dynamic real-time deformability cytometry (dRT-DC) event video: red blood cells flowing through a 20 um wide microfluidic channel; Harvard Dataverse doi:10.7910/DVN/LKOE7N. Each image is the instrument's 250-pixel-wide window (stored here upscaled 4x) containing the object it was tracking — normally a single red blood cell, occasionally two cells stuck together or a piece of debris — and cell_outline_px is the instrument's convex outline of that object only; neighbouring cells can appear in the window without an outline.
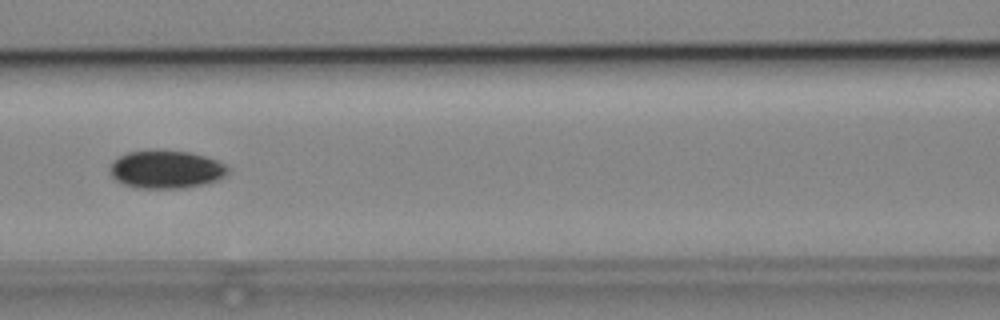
{"species": "common noctule bat (a hibernating species)", "species_latin": "Nyctalus noctula", "temperature_condition": "cold", "stored_images_in_passage": 7, "camera_frame_rate_fps": 3000, "um_per_image_px": 0.085, "animal": {"sex": "male", "body_mass_g": 19.2, "forearm_length_mm": 51.8}, "frame": {"image": 1, "passage_image": 4, "time_ms": 7.0, "image_size_px": [1000, 320], "cell_outline_px": [[228, 172], [224, 176], [216, 180], [204, 184], [184, 188], [136, 188], [124, 184], [116, 180], [112, 176], [108, 168], [112, 160], [128, 152], [152, 148], [160, 148], [192, 152], [216, 160], [224, 164], [228, 168]], "centroid_in_image_um": [14.07, 14.36], "position_along_channel_um": 152.5, "area_um2": 26.7}}
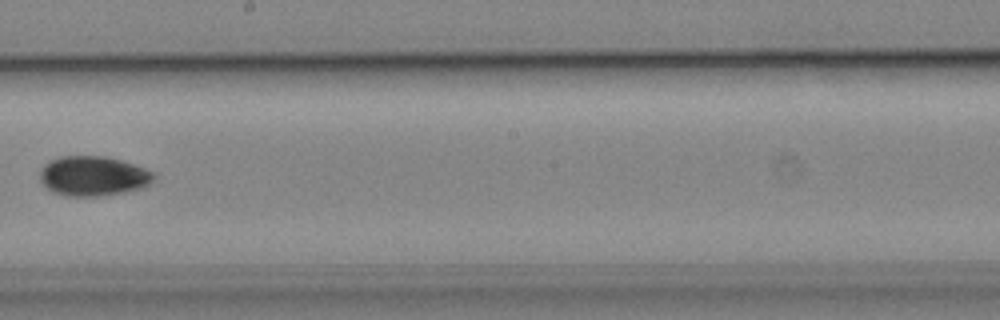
{"frame": {"image": 2, "passage_image": 6, "time_ms": 9.333, "image_size_px": [1000, 320], "cell_outline_px": [[156, 176], [144, 188], [124, 192], [100, 196], [64, 196], [52, 192], [40, 180], [40, 172], [44, 164], [60, 156], [104, 156], [120, 160], [156, 172]], "centroid_in_image_um": [7.93, 14.97], "position_along_channel_um": 240.3, "area_um2": 26.41}}
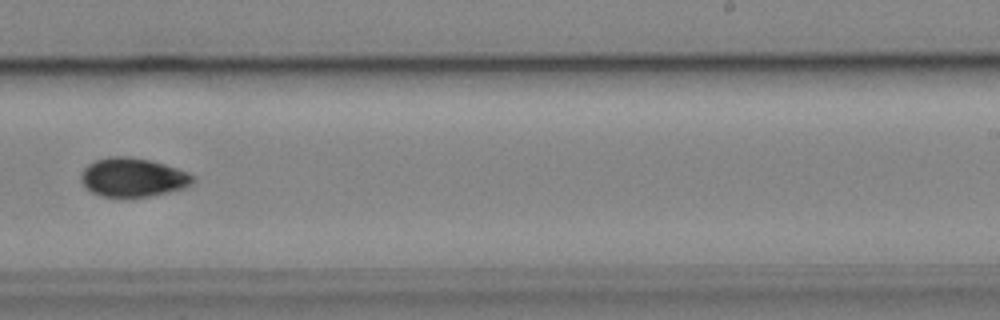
{"frame": {"image": 3, "passage_image": 7, "time_ms": 10.333, "image_size_px": [1000, 320], "cell_outline_px": [[196, 180], [192, 184], [184, 188], [168, 192], [148, 196], [120, 200], [100, 196], [92, 192], [80, 180], [80, 176], [84, 168], [88, 164], [96, 160], [108, 156], [128, 156], [148, 160], [164, 164], [188, 172]], "centroid_in_image_um": [11.27, 15.11], "position_along_channel_um": 277.7, "area_um2": 25.78}}